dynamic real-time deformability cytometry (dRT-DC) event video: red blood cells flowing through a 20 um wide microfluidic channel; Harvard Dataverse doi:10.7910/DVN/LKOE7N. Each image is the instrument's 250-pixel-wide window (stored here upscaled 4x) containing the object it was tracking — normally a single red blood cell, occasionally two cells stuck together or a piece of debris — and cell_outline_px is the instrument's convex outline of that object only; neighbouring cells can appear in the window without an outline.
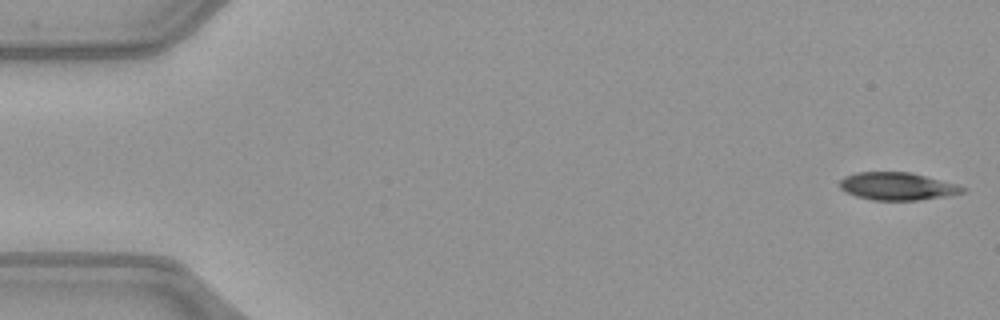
{"species": "common noctule bat (a hibernating species)", "species_latin": "Nyctalus noctula", "temperature_condition": "warm", "stored_images_in_passage": 50, "camera_frame_rate_fps": 3000, "um_per_image_px": 0.085, "animal": {"sex": "female", "body_mass_g": 21.9}, "frame": {"image": 1, "passage_image": 1, "time_ms": 0.0, "image_size_px": [1000, 320], "cell_outline_px": [[968, 188], [964, 192], [948, 196], [916, 200], [872, 200], [856, 196], [844, 192], [840, 188], [840, 180], [844, 176], [856, 172], [912, 172], [956, 184]], "centroid_in_image_um": [76.26, 15.83], "position_along_channel_um": 8.7, "area_um2": 19.94}}
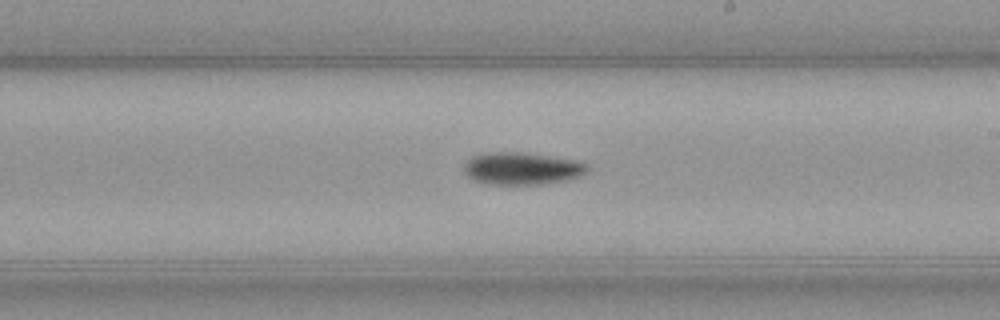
{"frame": {"image": 2, "passage_image": 29, "time_ms": 9.333, "image_size_px": [1000, 320], "cell_outline_px": [[588, 172], [580, 176], [568, 180], [544, 184], [484, 184], [472, 180], [464, 172], [464, 164], [472, 156], [480, 152], [524, 152], [576, 160], [588, 164]], "centroid_in_image_um": [44.35, 14.32], "position_along_channel_um": 244.6, "area_um2": 23.64}}
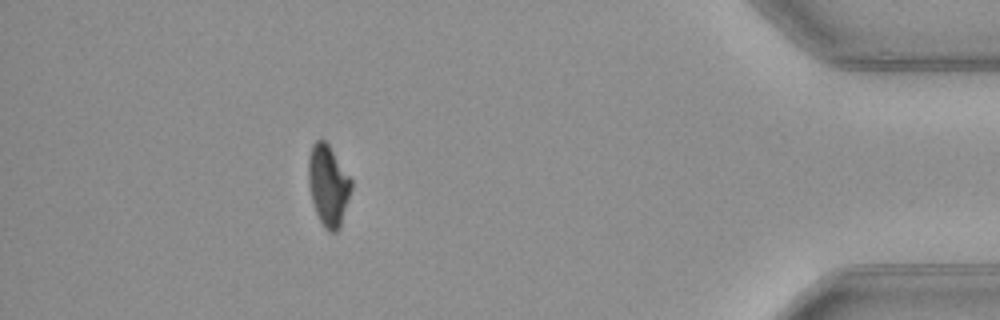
{"frame": {"image": 3, "passage_image": 45, "time_ms": 14.667, "image_size_px": [1000, 320], "cell_outline_px": [[352, 188], [340, 228], [336, 232], [328, 232], [324, 228], [316, 212], [312, 200], [308, 184], [308, 156], [312, 144], [316, 140], [324, 140], [328, 144], [352, 180]], "centroid_in_image_um": [27.89, 15.77], "position_along_channel_um": 407.3, "area_um2": 20.23}, "authors_computed_cell_mechanics": {"area_um2": 21.7617, "velocity_mm_per_s": 4.0571, "shape_relaxation_time_tau1_ms": 4.9857, "shape_relaxation_time_tau2_ms": null, "deformation_change_tau1": 0.1444, "deformation_change_tau2": null}}